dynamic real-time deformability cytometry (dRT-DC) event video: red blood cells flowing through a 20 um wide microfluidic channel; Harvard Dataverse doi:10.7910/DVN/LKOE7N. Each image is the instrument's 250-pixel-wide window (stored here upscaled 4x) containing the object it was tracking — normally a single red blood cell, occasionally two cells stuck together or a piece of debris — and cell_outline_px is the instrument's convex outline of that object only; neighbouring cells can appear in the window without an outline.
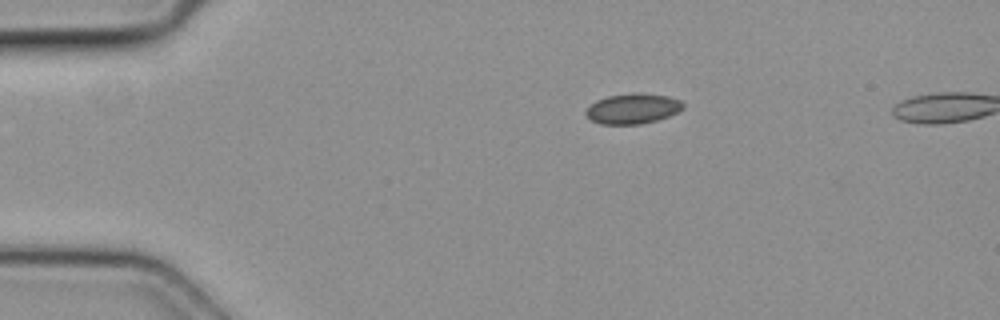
{"species": "common noctule bat (a hibernating species)", "species_latin": "Nyctalus noctula", "temperature_condition": "cold", "stored_images_in_passage": 3, "camera_frame_rate_fps": 3000, "um_per_image_px": 0.085, "animal": {"sex": "female", "body_mass_g": 19.3, "forearm_length_mm": 54.1}, "frame": {"image": 1, "passage_image": 1, "time_ms": 0.0, "image_size_px": [1000, 320], "cell_outline_px": [[684, 108], [668, 116], [656, 120], [640, 124], [600, 124], [592, 120], [584, 112], [596, 100], [608, 96], [632, 92], [640, 92], [668, 96], [680, 100], [684, 104]], "centroid_in_image_um": [53.79, 9.22], "position_along_channel_um": 31.2, "area_um2": 17.11}}